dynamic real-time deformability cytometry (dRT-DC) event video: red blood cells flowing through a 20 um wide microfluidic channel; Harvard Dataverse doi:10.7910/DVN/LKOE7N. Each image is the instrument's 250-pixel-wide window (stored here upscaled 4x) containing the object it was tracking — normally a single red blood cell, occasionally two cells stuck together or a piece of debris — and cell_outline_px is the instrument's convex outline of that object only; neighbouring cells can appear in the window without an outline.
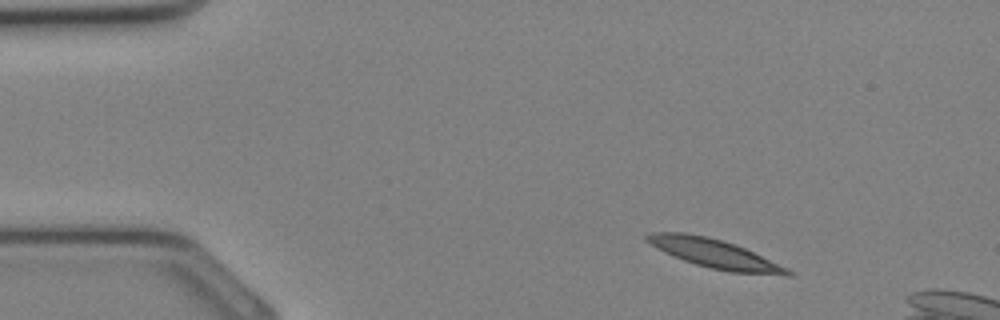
{"species": "Egyptian fruit bat (a non-hibernating species)", "species_latin": "Rousettus aegyptiacus", "temperature_condition": "cold", "stored_images_in_passage": 32, "camera_frame_rate_fps": 3000, "um_per_image_px": 0.085, "animal": {"sex": "female"}, "frame": {"image": 1, "passage_image": 2, "time_ms": 0.333, "image_size_px": [1000, 320], "cell_outline_px": [[796, 272], [792, 276], [788, 276], [732, 272], [712, 268], [696, 264], [684, 260], [664, 252], [656, 248], [644, 240], [644, 236], [648, 232], [684, 232], [708, 236], [724, 240], [736, 244], [788, 268]], "centroid_in_image_um": [60.75, 21.55], "position_along_channel_um": 24.2, "area_um2": 23.87}}
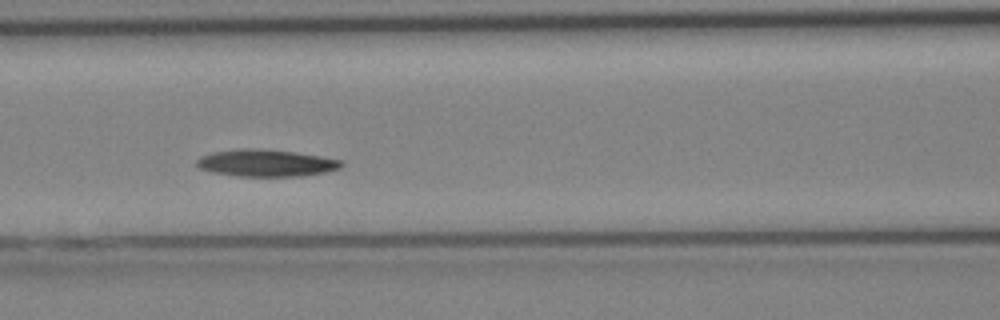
{"frame": {"image": 2, "passage_image": 12, "time_ms": 3.667, "image_size_px": [1000, 320], "cell_outline_px": [[344, 164], [340, 168], [324, 172], [304, 176], [240, 176], [212, 172], [200, 168], [196, 164], [196, 160], [200, 156], [212, 152], [236, 148], [256, 148], [292, 152], [320, 156], [344, 160]], "centroid_in_image_um": [22.61, 13.85], "position_along_channel_um": 144.0, "area_um2": 22.83}}
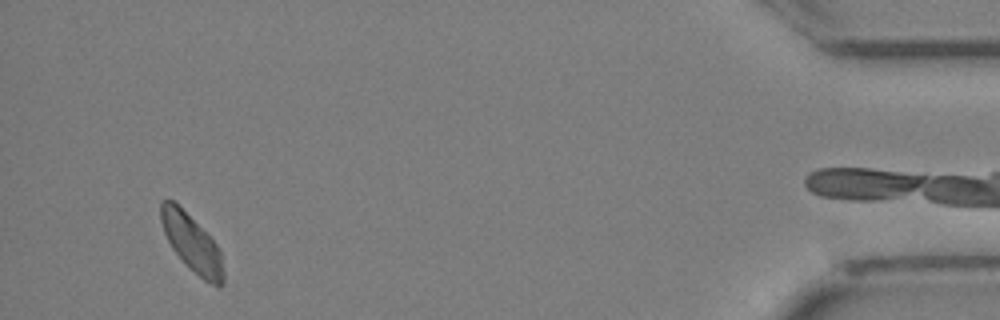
{"frame": {"image": 3, "passage_image": 30, "time_ms": 9.667, "image_size_px": [1000, 320], "cell_outline_px": [[224, 284], [220, 288], [216, 288], [204, 280], [188, 268], [172, 248], [164, 232], [160, 220], [160, 200], [172, 200], [216, 244], [220, 252], [224, 272]], "centroid_in_image_um": [16.31, 20.75], "position_along_channel_um": 418.9, "area_um2": 20.46}}